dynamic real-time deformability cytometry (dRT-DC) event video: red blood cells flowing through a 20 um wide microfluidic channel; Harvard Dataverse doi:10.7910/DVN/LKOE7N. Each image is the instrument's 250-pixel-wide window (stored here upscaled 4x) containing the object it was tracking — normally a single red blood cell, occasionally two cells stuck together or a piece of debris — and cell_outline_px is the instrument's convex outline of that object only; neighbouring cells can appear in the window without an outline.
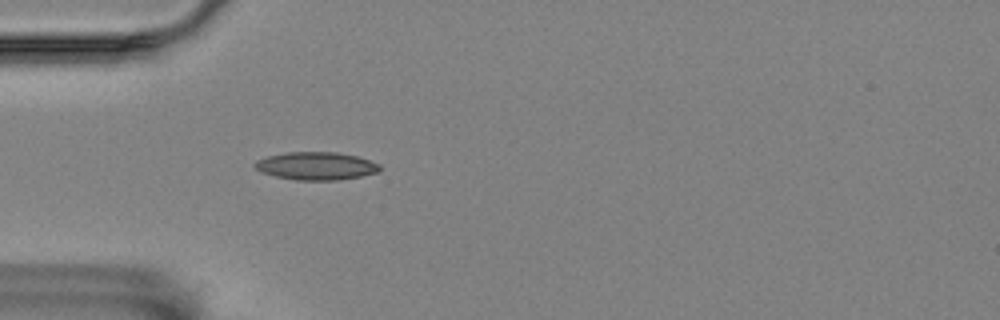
{"species": "Egyptian fruit bat (a non-hibernating species)", "species_latin": "Rousettus aegyptiacus", "temperature_condition": "room temperature", "stored_images_in_passage": 5, "camera_frame_rate_fps": 3000, "um_per_image_px": 0.085, "animal": {"sex": "female"}, "frame": {"image": 1, "passage_image": 5, "time_ms": 1.333, "image_size_px": [1000, 320], "cell_outline_px": [[380, 172], [360, 176], [336, 180], [296, 180], [276, 176], [260, 172], [252, 164], [256, 160], [268, 156], [288, 152], [336, 152], [356, 156], [380, 164]], "centroid_in_image_um": [26.86, 14.1], "position_along_channel_um": 58.1, "area_um2": 20.23}}